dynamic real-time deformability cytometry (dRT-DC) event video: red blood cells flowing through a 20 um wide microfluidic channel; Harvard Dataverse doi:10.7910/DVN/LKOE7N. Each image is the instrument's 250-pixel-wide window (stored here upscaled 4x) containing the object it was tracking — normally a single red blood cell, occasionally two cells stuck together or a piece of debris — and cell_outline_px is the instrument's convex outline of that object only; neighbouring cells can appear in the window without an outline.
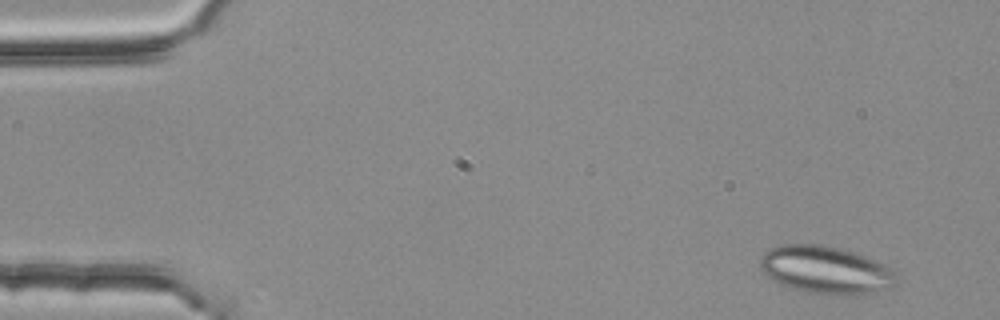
{"species": "common noctule bat (a hibernating species)", "species_latin": "Nyctalus noctula", "temperature_condition": "room temperature", "stored_images_in_passage": 3, "camera_frame_rate_fps": 3000, "um_per_image_px": 0.085, "animal": {"sex": "female", "body_mass_g": 25.1}, "frame": {"image": 1, "passage_image": 1, "time_ms": 0.0, "image_size_px": [1000, 320], "cell_outline_px": [[900, 284], [892, 288], [872, 292], [848, 296], [836, 296], [808, 292], [792, 288], [768, 276], [760, 268], [760, 256], [768, 248], [780, 244], [820, 244], [840, 248], [864, 256], [884, 264], [900, 280]], "centroid_in_image_um": [70.21, 22.95], "position_along_channel_um": 14.8, "area_um2": 38.03}}